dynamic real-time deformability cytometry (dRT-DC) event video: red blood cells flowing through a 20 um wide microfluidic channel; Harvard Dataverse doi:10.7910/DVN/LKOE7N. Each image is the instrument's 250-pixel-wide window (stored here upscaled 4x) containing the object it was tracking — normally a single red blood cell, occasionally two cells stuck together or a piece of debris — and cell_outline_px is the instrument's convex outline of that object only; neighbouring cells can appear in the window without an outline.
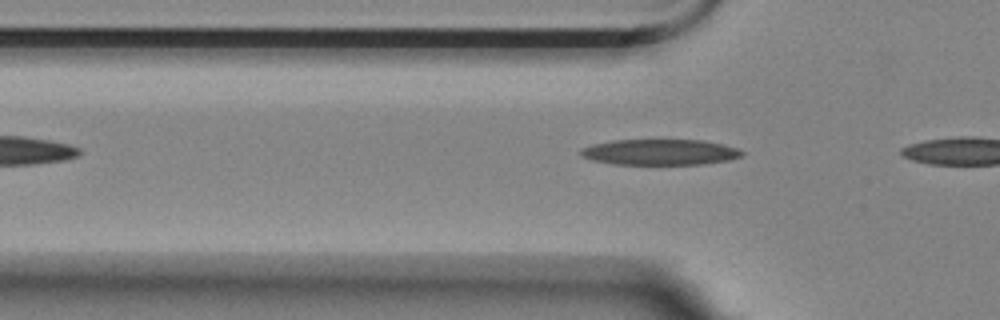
{"species": "Egyptian fruit bat (a non-hibernating species)", "species_latin": "Rousettus aegyptiacus", "temperature_condition": "room temperature", "stored_images_in_passage": 3, "camera_frame_rate_fps": 3000, "um_per_image_px": 0.085, "animal": {"sex": "female"}, "frame": {"image": 1, "passage_image": 2, "time_ms": 0.333, "image_size_px": [1000, 320], "cell_outline_px": [[744, 152], [740, 156], [728, 160], [700, 164], [616, 164], [592, 160], [584, 156], [580, 152], [580, 148], [592, 144], [612, 140], [700, 140], [720, 144], [736, 148]], "centroid_in_image_um": [56.05, 12.92], "position_along_channel_um": 69.7, "area_um2": 23.87}}